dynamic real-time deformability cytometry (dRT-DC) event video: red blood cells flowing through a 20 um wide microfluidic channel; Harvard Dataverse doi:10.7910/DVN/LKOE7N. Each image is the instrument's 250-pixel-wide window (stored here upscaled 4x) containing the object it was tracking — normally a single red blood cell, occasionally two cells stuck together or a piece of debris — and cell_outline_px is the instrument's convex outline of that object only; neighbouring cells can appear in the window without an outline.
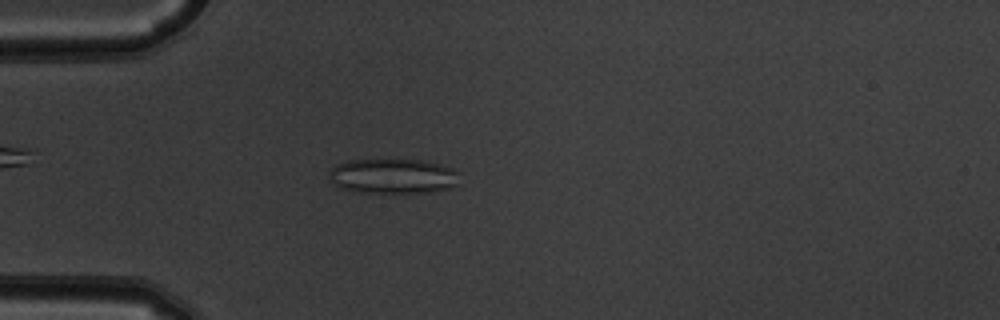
{"species": "common noctule bat (a hibernating species)", "species_latin": "Nyctalus noctula", "temperature_condition": "warm", "stored_images_in_passage": 51, "camera_frame_rate_fps": 3000, "um_per_image_px": 0.085, "animal": {"sex": "male", "body_mass_g": 19.5, "forearm_length_mm": 54.6}, "frame": {"image": 1, "passage_image": 14, "time_ms": 4.333, "image_size_px": [1000, 320], "cell_outline_px": [[456, 184], [448, 188], [432, 192], [368, 192], [340, 188], [328, 176], [332, 168], [336, 164], [344, 160], [424, 160], [440, 164], [452, 168], [456, 172]], "centroid_in_image_um": [33.38, 14.95], "position_along_channel_um": 51.6, "area_um2": 26.07}}
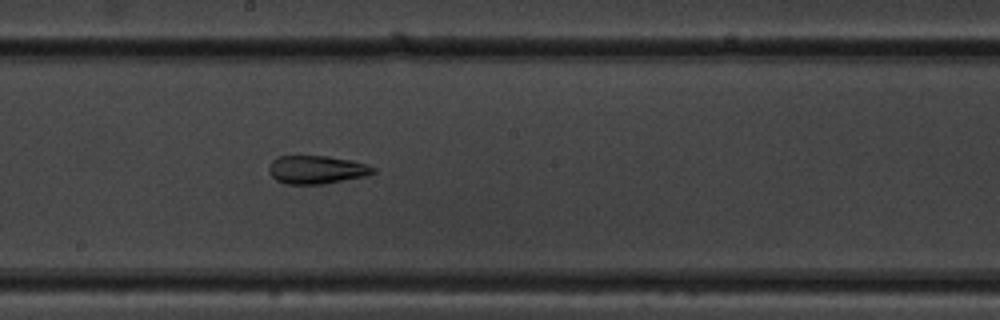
{"frame": {"image": 2, "passage_image": 28, "time_ms": 9.0, "image_size_px": [1000, 320], "cell_outline_px": [[376, 172], [368, 176], [324, 184], [284, 184], [276, 180], [268, 172], [268, 168], [272, 160], [276, 156], [328, 156], [352, 160], [376, 168]], "centroid_in_image_um": [26.91, 14.43], "position_along_channel_um": 221.3, "area_um2": 17.4}}
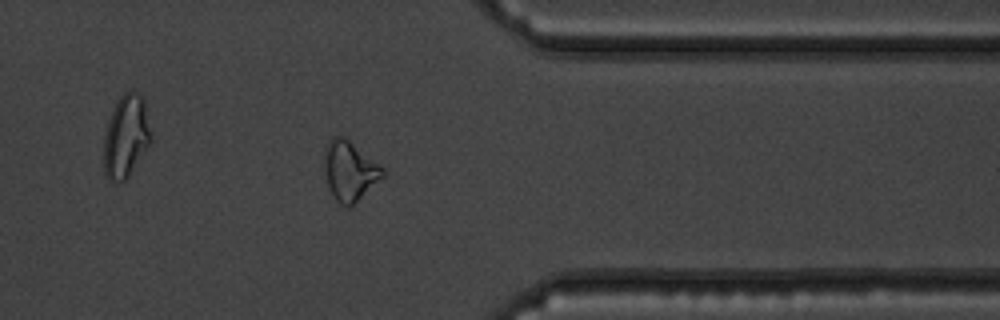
{"frame": {"image": 3, "passage_image": 41, "time_ms": 13.333, "image_size_px": [1000, 320], "cell_outline_px": [[384, 176], [348, 208], [340, 204], [336, 200], [328, 188], [324, 172], [324, 156], [328, 140], [332, 136], [344, 136], [380, 164], [384, 168]], "centroid_in_image_um": [29.7, 14.5], "position_along_channel_um": 381.7, "area_um2": 20.23}, "authors_computed_cell_mechanics": {"area_um2": 21.964, "velocity_mm_per_s": 3.8841, "shape_relaxation_time_tau1_ms": null, "shape_relaxation_time_tau2_ms": 2.8476, "deformation_change_tau1": null, "deformation_change_tau2": 0.1265}}